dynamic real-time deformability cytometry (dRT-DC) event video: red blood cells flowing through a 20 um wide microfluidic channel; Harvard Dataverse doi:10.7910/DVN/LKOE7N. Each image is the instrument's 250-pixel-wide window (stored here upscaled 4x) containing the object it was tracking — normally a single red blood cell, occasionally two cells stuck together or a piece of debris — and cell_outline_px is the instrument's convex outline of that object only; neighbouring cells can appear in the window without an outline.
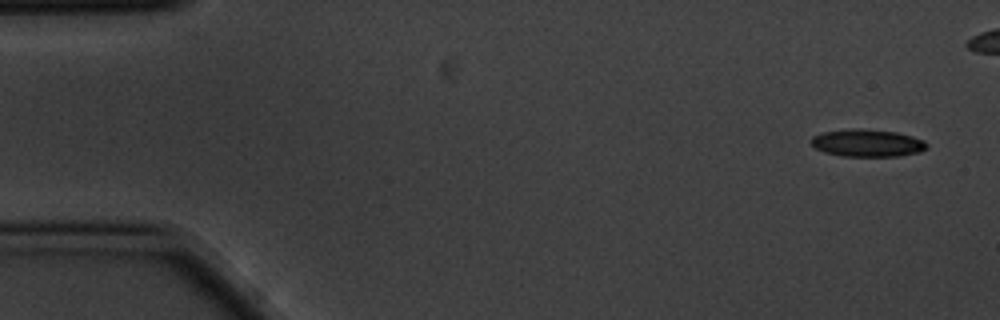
{"species": "common noctule bat (a hibernating species)", "species_latin": "Nyctalus noctula", "temperature_condition": "cold", "stored_images_in_passage": 8, "camera_frame_rate_fps": 3000, "um_per_image_px": 0.085, "animal": {"sex": "male", "body_mass_g": 20.1, "forearm_length_mm": 53.5}, "frame": {"image": 1, "passage_image": 1, "time_ms": 0.0, "image_size_px": [1000, 320], "cell_outline_px": [[928, 144], [920, 152], [900, 156], [840, 156], [824, 152], [816, 148], [812, 144], [812, 136], [824, 132], [852, 128], [856, 128], [896, 132], [912, 136], [924, 140]], "centroid_in_image_um": [73.73, 12.16], "position_along_channel_um": 11.3, "area_um2": 18.38}}